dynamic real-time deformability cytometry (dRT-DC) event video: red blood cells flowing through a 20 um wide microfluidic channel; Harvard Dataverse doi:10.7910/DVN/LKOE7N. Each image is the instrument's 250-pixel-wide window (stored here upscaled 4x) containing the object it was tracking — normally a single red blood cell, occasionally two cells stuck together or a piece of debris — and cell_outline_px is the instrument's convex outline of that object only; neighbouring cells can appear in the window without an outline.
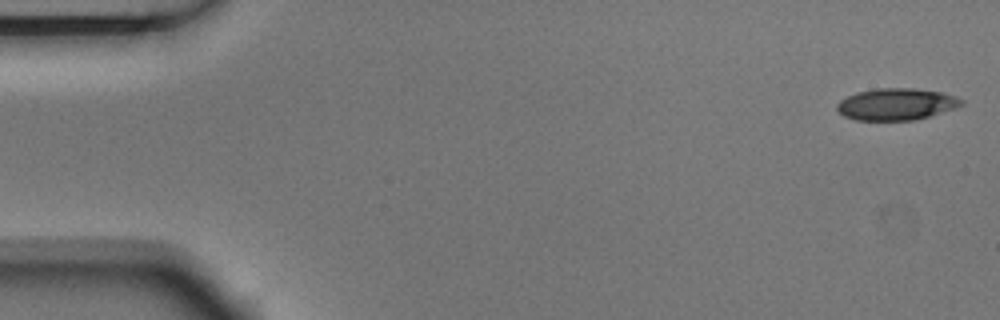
{"species": "Egyptian fruit bat (a non-hibernating species)", "species_latin": "Rousettus aegyptiacus", "temperature_condition": "room temperature", "stored_images_in_passage": 5, "camera_frame_rate_fps": 3000, "um_per_image_px": 0.085, "animal": {"sex": "male"}, "frame": {"image": 1, "passage_image": 1, "time_ms": 0.0, "image_size_px": [1000, 320], "cell_outline_px": [[964, 104], [956, 108], [916, 120], [856, 120], [844, 116], [836, 108], [836, 104], [840, 100], [856, 92], [876, 88], [912, 88], [944, 92], [956, 96], [964, 100]], "centroid_in_image_um": [76.22, 8.85], "position_along_channel_um": 8.8, "area_um2": 23.24}}
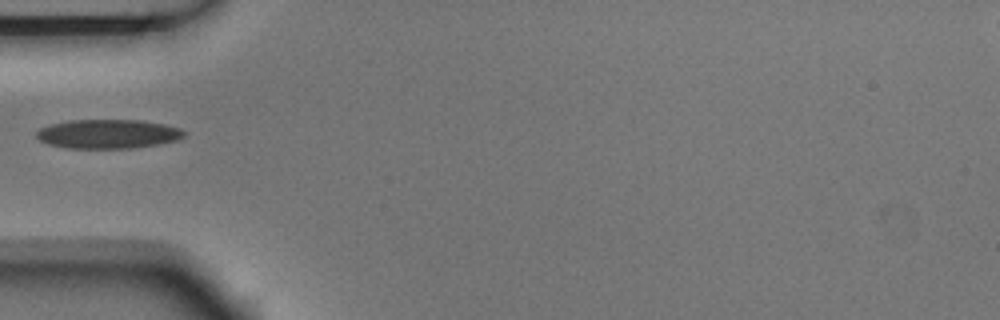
{"frame": {"image": 2, "passage_image": 5, "time_ms": 1.333, "image_size_px": [1000, 320], "cell_outline_px": [[184, 136], [180, 140], [132, 148], [68, 148], [48, 144], [40, 140], [36, 136], [36, 132], [40, 128], [52, 124], [72, 120], [140, 120], [164, 124], [180, 128], [184, 132]], "centroid_in_image_um": [9.19, 11.38], "position_along_channel_um": 75.8, "area_um2": 24.91}}